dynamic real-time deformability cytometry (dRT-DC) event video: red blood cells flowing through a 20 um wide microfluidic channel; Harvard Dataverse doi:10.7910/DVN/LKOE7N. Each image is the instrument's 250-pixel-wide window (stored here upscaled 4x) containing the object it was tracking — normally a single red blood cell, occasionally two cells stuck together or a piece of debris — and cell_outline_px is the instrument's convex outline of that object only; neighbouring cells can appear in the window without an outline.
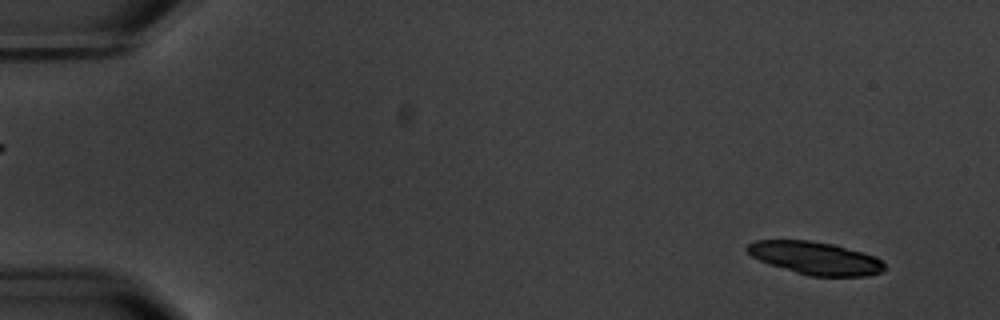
{"species": "common noctule bat (a hibernating species)", "species_latin": "Nyctalus noctula", "temperature_condition": "warm", "stored_images_in_passage": 4, "camera_frame_rate_fps": 3000, "um_per_image_px": 0.085, "animal": {"sex": "male", "body_mass_g": 20.1, "forearm_length_mm": 53.5}, "frame": {"image": 1, "passage_image": 1, "time_ms": 0.0, "image_size_px": [1000, 320], "cell_outline_px": [[888, 268], [884, 272], [868, 276], [808, 276], [768, 264], [752, 256], [744, 248], [748, 244], [756, 240], [808, 240], [832, 244], [876, 256]], "centroid_in_image_um": [69.32, 21.95], "position_along_channel_um": 15.7, "area_um2": 26.36}}